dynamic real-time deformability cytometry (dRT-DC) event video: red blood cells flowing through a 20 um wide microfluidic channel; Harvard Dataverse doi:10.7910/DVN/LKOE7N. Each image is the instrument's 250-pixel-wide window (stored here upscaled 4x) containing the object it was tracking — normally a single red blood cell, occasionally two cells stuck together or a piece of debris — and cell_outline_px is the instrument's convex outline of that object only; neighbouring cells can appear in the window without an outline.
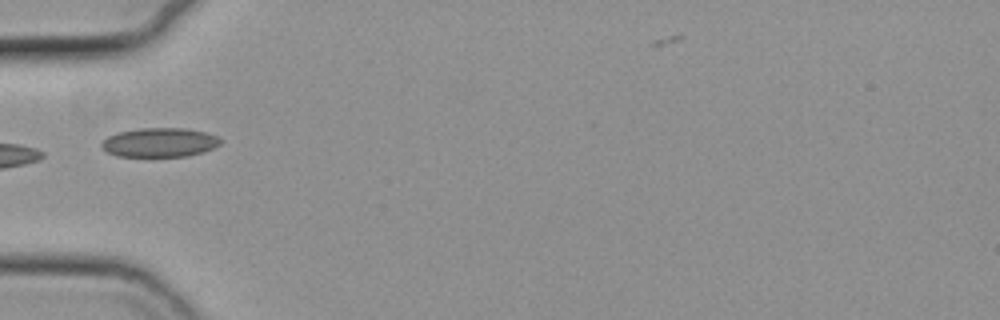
{"species": "common noctule bat (a hibernating species)", "species_latin": "Nyctalus noctula", "temperature_condition": "cold", "stored_images_in_passage": 22, "camera_frame_rate_fps": 3000, "um_per_image_px": 0.085, "animal": {"sex": "female", "body_mass_g": 19.3, "forearm_length_mm": 54.1}, "frame": {"image": 1, "passage_image": 1, "time_ms": 0.0, "image_size_px": [1000, 320], "cell_outline_px": [[220, 144], [212, 148], [200, 152], [184, 156], [116, 156], [108, 152], [100, 144], [108, 136], [116, 132], [140, 128], [184, 128], [204, 132], [216, 136], [220, 140]], "centroid_in_image_um": [13.52, 12.09], "position_along_channel_um": 71.5, "area_um2": 19.88}}